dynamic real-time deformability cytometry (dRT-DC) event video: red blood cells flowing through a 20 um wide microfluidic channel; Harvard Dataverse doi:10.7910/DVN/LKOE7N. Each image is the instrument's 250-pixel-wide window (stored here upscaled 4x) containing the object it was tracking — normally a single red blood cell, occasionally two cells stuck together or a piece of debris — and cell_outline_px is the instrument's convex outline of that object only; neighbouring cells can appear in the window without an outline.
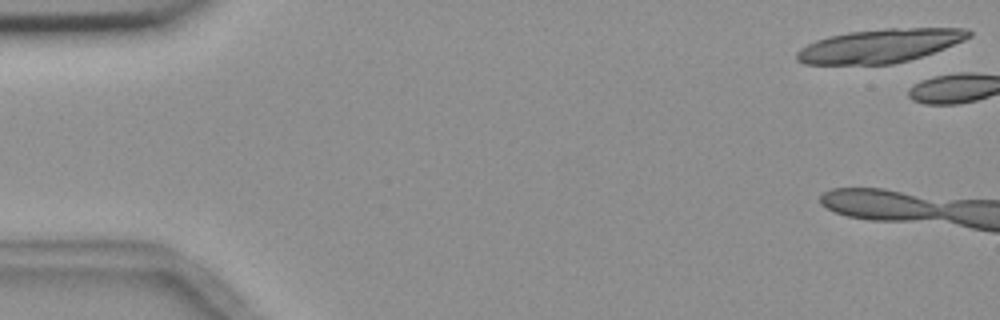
{"species": "common noctule bat (a hibernating species)", "species_latin": "Nyctalus noctula", "temperature_condition": "room temperature", "stored_images_in_passage": 5, "segment_of_instrument_passage": [2, 2], "camera_frame_rate_fps": 3000, "um_per_image_px": 0.085, "animal": {"sex": "female", "body_mass_g": 18.4}, "frame": {"image": 1, "passage_image": 5, "time_ms": 6.333, "image_size_px": [1000, 320], "cell_outline_px": [[972, 36], [964, 40], [944, 48], [908, 60], [892, 64], [804, 64], [796, 60], [796, 52], [800, 48], [816, 40], [828, 36], [848, 32], [884, 28], [968, 28], [972, 32]], "centroid_in_image_um": [74.77, 3.88], "position_along_channel_um": 10.2, "area_um2": 33.64}}